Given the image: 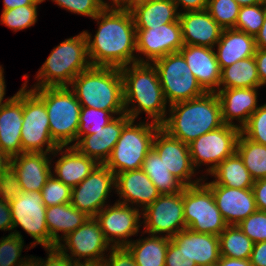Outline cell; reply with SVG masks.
I'll return each mask as SVG.
<instances>
[{
  "instance_id": "cell-1",
  "label": "cell",
  "mask_w": 266,
  "mask_h": 266,
  "mask_svg": "<svg viewBox=\"0 0 266 266\" xmlns=\"http://www.w3.org/2000/svg\"><path fill=\"white\" fill-rule=\"evenodd\" d=\"M94 19L99 23L94 39L84 31L92 66L121 68L144 63L143 58L133 54L136 51V27L129 8L106 6Z\"/></svg>"
},
{
  "instance_id": "cell-2",
  "label": "cell",
  "mask_w": 266,
  "mask_h": 266,
  "mask_svg": "<svg viewBox=\"0 0 266 266\" xmlns=\"http://www.w3.org/2000/svg\"><path fill=\"white\" fill-rule=\"evenodd\" d=\"M123 79L124 109L131 120L144 111L152 122L162 124L167 118L166 99L158 71L153 63H133L120 68ZM136 106L129 108V104Z\"/></svg>"
},
{
  "instance_id": "cell-3",
  "label": "cell",
  "mask_w": 266,
  "mask_h": 266,
  "mask_svg": "<svg viewBox=\"0 0 266 266\" xmlns=\"http://www.w3.org/2000/svg\"><path fill=\"white\" fill-rule=\"evenodd\" d=\"M169 106L170 115L161 124V128L183 143L189 144L224 125L216 92H206L200 97Z\"/></svg>"
},
{
  "instance_id": "cell-4",
  "label": "cell",
  "mask_w": 266,
  "mask_h": 266,
  "mask_svg": "<svg viewBox=\"0 0 266 266\" xmlns=\"http://www.w3.org/2000/svg\"><path fill=\"white\" fill-rule=\"evenodd\" d=\"M81 106L110 113H125L120 68L91 66L69 85Z\"/></svg>"
},
{
  "instance_id": "cell-5",
  "label": "cell",
  "mask_w": 266,
  "mask_h": 266,
  "mask_svg": "<svg viewBox=\"0 0 266 266\" xmlns=\"http://www.w3.org/2000/svg\"><path fill=\"white\" fill-rule=\"evenodd\" d=\"M91 66L87 38L83 31L51 51L36 75L38 83L34 88L69 86L79 73Z\"/></svg>"
},
{
  "instance_id": "cell-6",
  "label": "cell",
  "mask_w": 266,
  "mask_h": 266,
  "mask_svg": "<svg viewBox=\"0 0 266 266\" xmlns=\"http://www.w3.org/2000/svg\"><path fill=\"white\" fill-rule=\"evenodd\" d=\"M48 113L50 135L59 147L77 142L81 105L69 86L32 88Z\"/></svg>"
},
{
  "instance_id": "cell-7",
  "label": "cell",
  "mask_w": 266,
  "mask_h": 266,
  "mask_svg": "<svg viewBox=\"0 0 266 266\" xmlns=\"http://www.w3.org/2000/svg\"><path fill=\"white\" fill-rule=\"evenodd\" d=\"M130 120L122 129L120 138L104 164L115 175L142 169L147 153L153 148V140L161 127L155 122L134 124Z\"/></svg>"
},
{
  "instance_id": "cell-8",
  "label": "cell",
  "mask_w": 266,
  "mask_h": 266,
  "mask_svg": "<svg viewBox=\"0 0 266 266\" xmlns=\"http://www.w3.org/2000/svg\"><path fill=\"white\" fill-rule=\"evenodd\" d=\"M186 228L196 233L219 236L228 226L218 209L212 190L203 182L183 189Z\"/></svg>"
},
{
  "instance_id": "cell-9",
  "label": "cell",
  "mask_w": 266,
  "mask_h": 266,
  "mask_svg": "<svg viewBox=\"0 0 266 266\" xmlns=\"http://www.w3.org/2000/svg\"><path fill=\"white\" fill-rule=\"evenodd\" d=\"M27 82L23 84L22 153L52 154L59 146L50 135L45 103L32 89H26Z\"/></svg>"
},
{
  "instance_id": "cell-10",
  "label": "cell",
  "mask_w": 266,
  "mask_h": 266,
  "mask_svg": "<svg viewBox=\"0 0 266 266\" xmlns=\"http://www.w3.org/2000/svg\"><path fill=\"white\" fill-rule=\"evenodd\" d=\"M169 105L200 97L206 91L192 74L180 52L170 53L153 62Z\"/></svg>"
},
{
  "instance_id": "cell-11",
  "label": "cell",
  "mask_w": 266,
  "mask_h": 266,
  "mask_svg": "<svg viewBox=\"0 0 266 266\" xmlns=\"http://www.w3.org/2000/svg\"><path fill=\"white\" fill-rule=\"evenodd\" d=\"M240 133L239 127L224 124L189 143L194 168L201 166L202 163L209 164L206 172L211 173L221 162L236 152Z\"/></svg>"
},
{
  "instance_id": "cell-12",
  "label": "cell",
  "mask_w": 266,
  "mask_h": 266,
  "mask_svg": "<svg viewBox=\"0 0 266 266\" xmlns=\"http://www.w3.org/2000/svg\"><path fill=\"white\" fill-rule=\"evenodd\" d=\"M63 242L66 243L60 242L56 247L78 266L104 261L103 252L112 248L94 217H89L79 228L69 233L63 238ZM68 250L71 255L67 253ZM82 258L84 261L81 260Z\"/></svg>"
},
{
  "instance_id": "cell-13",
  "label": "cell",
  "mask_w": 266,
  "mask_h": 266,
  "mask_svg": "<svg viewBox=\"0 0 266 266\" xmlns=\"http://www.w3.org/2000/svg\"><path fill=\"white\" fill-rule=\"evenodd\" d=\"M13 229L20 227L34 241L32 247L41 244L43 248H51V237L46 226V206L41 192H22L10 203Z\"/></svg>"
},
{
  "instance_id": "cell-14",
  "label": "cell",
  "mask_w": 266,
  "mask_h": 266,
  "mask_svg": "<svg viewBox=\"0 0 266 266\" xmlns=\"http://www.w3.org/2000/svg\"><path fill=\"white\" fill-rule=\"evenodd\" d=\"M143 212L144 232L149 235L166 233L175 236L186 229L183 213V191L173 194H161Z\"/></svg>"
},
{
  "instance_id": "cell-15",
  "label": "cell",
  "mask_w": 266,
  "mask_h": 266,
  "mask_svg": "<svg viewBox=\"0 0 266 266\" xmlns=\"http://www.w3.org/2000/svg\"><path fill=\"white\" fill-rule=\"evenodd\" d=\"M115 189V174L99 164L83 181L72 187L71 201L88 217H95L105 206L110 191Z\"/></svg>"
},
{
  "instance_id": "cell-16",
  "label": "cell",
  "mask_w": 266,
  "mask_h": 266,
  "mask_svg": "<svg viewBox=\"0 0 266 266\" xmlns=\"http://www.w3.org/2000/svg\"><path fill=\"white\" fill-rule=\"evenodd\" d=\"M131 207L120 202H115L113 206L107 204L94 217L100 224L107 242L110 245L113 243L112 247H126L132 241L128 238L138 234L142 212L139 208Z\"/></svg>"
},
{
  "instance_id": "cell-17",
  "label": "cell",
  "mask_w": 266,
  "mask_h": 266,
  "mask_svg": "<svg viewBox=\"0 0 266 266\" xmlns=\"http://www.w3.org/2000/svg\"><path fill=\"white\" fill-rule=\"evenodd\" d=\"M160 157L165 167L185 186L200 183L203 178L191 181L196 169L190 156L189 144L170 136L161 127L157 130L152 148Z\"/></svg>"
},
{
  "instance_id": "cell-18",
  "label": "cell",
  "mask_w": 266,
  "mask_h": 266,
  "mask_svg": "<svg viewBox=\"0 0 266 266\" xmlns=\"http://www.w3.org/2000/svg\"><path fill=\"white\" fill-rule=\"evenodd\" d=\"M183 46L179 19L151 29H136V52L146 57L144 63L179 52Z\"/></svg>"
},
{
  "instance_id": "cell-19",
  "label": "cell",
  "mask_w": 266,
  "mask_h": 266,
  "mask_svg": "<svg viewBox=\"0 0 266 266\" xmlns=\"http://www.w3.org/2000/svg\"><path fill=\"white\" fill-rule=\"evenodd\" d=\"M131 120L127 114H121L99 129H88L78 138L74 146L81 154L94 159L104 165L120 138L123 127Z\"/></svg>"
},
{
  "instance_id": "cell-20",
  "label": "cell",
  "mask_w": 266,
  "mask_h": 266,
  "mask_svg": "<svg viewBox=\"0 0 266 266\" xmlns=\"http://www.w3.org/2000/svg\"><path fill=\"white\" fill-rule=\"evenodd\" d=\"M213 193L215 203L228 225H238L257 211L252 188L239 189L222 185H207Z\"/></svg>"
},
{
  "instance_id": "cell-21",
  "label": "cell",
  "mask_w": 266,
  "mask_h": 266,
  "mask_svg": "<svg viewBox=\"0 0 266 266\" xmlns=\"http://www.w3.org/2000/svg\"><path fill=\"white\" fill-rule=\"evenodd\" d=\"M184 45L214 48L223 28L211 17L207 9L179 12Z\"/></svg>"
},
{
  "instance_id": "cell-22",
  "label": "cell",
  "mask_w": 266,
  "mask_h": 266,
  "mask_svg": "<svg viewBox=\"0 0 266 266\" xmlns=\"http://www.w3.org/2000/svg\"><path fill=\"white\" fill-rule=\"evenodd\" d=\"M179 52L201 87L206 92H217L220 86L221 69L214 48L184 45Z\"/></svg>"
},
{
  "instance_id": "cell-23",
  "label": "cell",
  "mask_w": 266,
  "mask_h": 266,
  "mask_svg": "<svg viewBox=\"0 0 266 266\" xmlns=\"http://www.w3.org/2000/svg\"><path fill=\"white\" fill-rule=\"evenodd\" d=\"M48 153H22L13 156L10 167L16 173L23 192H41L51 176V158ZM50 159V160H49Z\"/></svg>"
},
{
  "instance_id": "cell-24",
  "label": "cell",
  "mask_w": 266,
  "mask_h": 266,
  "mask_svg": "<svg viewBox=\"0 0 266 266\" xmlns=\"http://www.w3.org/2000/svg\"><path fill=\"white\" fill-rule=\"evenodd\" d=\"M23 86L0 109V150L10 158L22 154Z\"/></svg>"
},
{
  "instance_id": "cell-25",
  "label": "cell",
  "mask_w": 266,
  "mask_h": 266,
  "mask_svg": "<svg viewBox=\"0 0 266 266\" xmlns=\"http://www.w3.org/2000/svg\"><path fill=\"white\" fill-rule=\"evenodd\" d=\"M115 190L120 197L117 202L133 204L144 210L161 194L152 183L147 174L142 170L121 172L115 175ZM139 204V205H138Z\"/></svg>"
},
{
  "instance_id": "cell-26",
  "label": "cell",
  "mask_w": 266,
  "mask_h": 266,
  "mask_svg": "<svg viewBox=\"0 0 266 266\" xmlns=\"http://www.w3.org/2000/svg\"><path fill=\"white\" fill-rule=\"evenodd\" d=\"M258 88L219 89L216 94L221 104L224 124L237 126L240 129L248 122L250 116L258 109ZM238 119L241 125L232 121Z\"/></svg>"
},
{
  "instance_id": "cell-27",
  "label": "cell",
  "mask_w": 266,
  "mask_h": 266,
  "mask_svg": "<svg viewBox=\"0 0 266 266\" xmlns=\"http://www.w3.org/2000/svg\"><path fill=\"white\" fill-rule=\"evenodd\" d=\"M170 239L191 260H194L197 266L215 264L220 259L219 236L196 233L186 228Z\"/></svg>"
},
{
  "instance_id": "cell-28",
  "label": "cell",
  "mask_w": 266,
  "mask_h": 266,
  "mask_svg": "<svg viewBox=\"0 0 266 266\" xmlns=\"http://www.w3.org/2000/svg\"><path fill=\"white\" fill-rule=\"evenodd\" d=\"M58 147L53 153L62 156L55 162V177L71 188L83 181L99 164L92 158L81 154L74 146ZM64 151V152H63ZM64 154V155H63Z\"/></svg>"
},
{
  "instance_id": "cell-29",
  "label": "cell",
  "mask_w": 266,
  "mask_h": 266,
  "mask_svg": "<svg viewBox=\"0 0 266 266\" xmlns=\"http://www.w3.org/2000/svg\"><path fill=\"white\" fill-rule=\"evenodd\" d=\"M216 45L218 49L215 53L220 69L253 57L257 49L254 36L234 28L223 29Z\"/></svg>"
},
{
  "instance_id": "cell-30",
  "label": "cell",
  "mask_w": 266,
  "mask_h": 266,
  "mask_svg": "<svg viewBox=\"0 0 266 266\" xmlns=\"http://www.w3.org/2000/svg\"><path fill=\"white\" fill-rule=\"evenodd\" d=\"M129 10L136 29H151L179 19V12L172 0H142L133 3Z\"/></svg>"
},
{
  "instance_id": "cell-31",
  "label": "cell",
  "mask_w": 266,
  "mask_h": 266,
  "mask_svg": "<svg viewBox=\"0 0 266 266\" xmlns=\"http://www.w3.org/2000/svg\"><path fill=\"white\" fill-rule=\"evenodd\" d=\"M46 226L55 248L69 233L79 228L89 217L69 203L46 207ZM58 232L63 233L59 237ZM62 238V239H61Z\"/></svg>"
},
{
  "instance_id": "cell-32",
  "label": "cell",
  "mask_w": 266,
  "mask_h": 266,
  "mask_svg": "<svg viewBox=\"0 0 266 266\" xmlns=\"http://www.w3.org/2000/svg\"><path fill=\"white\" fill-rule=\"evenodd\" d=\"M215 180L206 185H222L231 188H252L255 180L237 152L227 157L211 173Z\"/></svg>"
},
{
  "instance_id": "cell-33",
  "label": "cell",
  "mask_w": 266,
  "mask_h": 266,
  "mask_svg": "<svg viewBox=\"0 0 266 266\" xmlns=\"http://www.w3.org/2000/svg\"><path fill=\"white\" fill-rule=\"evenodd\" d=\"M170 237L150 235L145 239L131 241L126 248L137 266H165L166 251Z\"/></svg>"
},
{
  "instance_id": "cell-34",
  "label": "cell",
  "mask_w": 266,
  "mask_h": 266,
  "mask_svg": "<svg viewBox=\"0 0 266 266\" xmlns=\"http://www.w3.org/2000/svg\"><path fill=\"white\" fill-rule=\"evenodd\" d=\"M261 86L254 56L221 69L219 89L259 88Z\"/></svg>"
},
{
  "instance_id": "cell-35",
  "label": "cell",
  "mask_w": 266,
  "mask_h": 266,
  "mask_svg": "<svg viewBox=\"0 0 266 266\" xmlns=\"http://www.w3.org/2000/svg\"><path fill=\"white\" fill-rule=\"evenodd\" d=\"M142 170L147 174L160 194L183 191L185 185L165 167L159 155L151 149L143 162Z\"/></svg>"
},
{
  "instance_id": "cell-36",
  "label": "cell",
  "mask_w": 266,
  "mask_h": 266,
  "mask_svg": "<svg viewBox=\"0 0 266 266\" xmlns=\"http://www.w3.org/2000/svg\"><path fill=\"white\" fill-rule=\"evenodd\" d=\"M220 255L234 259H250L254 242L238 225H228L219 235Z\"/></svg>"
},
{
  "instance_id": "cell-37",
  "label": "cell",
  "mask_w": 266,
  "mask_h": 266,
  "mask_svg": "<svg viewBox=\"0 0 266 266\" xmlns=\"http://www.w3.org/2000/svg\"><path fill=\"white\" fill-rule=\"evenodd\" d=\"M236 152L254 180L266 178V146L255 143L240 133Z\"/></svg>"
},
{
  "instance_id": "cell-38",
  "label": "cell",
  "mask_w": 266,
  "mask_h": 266,
  "mask_svg": "<svg viewBox=\"0 0 266 266\" xmlns=\"http://www.w3.org/2000/svg\"><path fill=\"white\" fill-rule=\"evenodd\" d=\"M43 1L36 0L32 5L19 6L2 11L1 24H5L14 32L31 27L37 21V6Z\"/></svg>"
},
{
  "instance_id": "cell-39",
  "label": "cell",
  "mask_w": 266,
  "mask_h": 266,
  "mask_svg": "<svg viewBox=\"0 0 266 266\" xmlns=\"http://www.w3.org/2000/svg\"><path fill=\"white\" fill-rule=\"evenodd\" d=\"M24 246V239L18 231L11 232L0 240V266H21L30 258H19Z\"/></svg>"
},
{
  "instance_id": "cell-40",
  "label": "cell",
  "mask_w": 266,
  "mask_h": 266,
  "mask_svg": "<svg viewBox=\"0 0 266 266\" xmlns=\"http://www.w3.org/2000/svg\"><path fill=\"white\" fill-rule=\"evenodd\" d=\"M266 14V3L240 7L234 29L254 36L261 29Z\"/></svg>"
},
{
  "instance_id": "cell-41",
  "label": "cell",
  "mask_w": 266,
  "mask_h": 266,
  "mask_svg": "<svg viewBox=\"0 0 266 266\" xmlns=\"http://www.w3.org/2000/svg\"><path fill=\"white\" fill-rule=\"evenodd\" d=\"M235 0H208L207 10L211 17L223 28H234L240 11Z\"/></svg>"
},
{
  "instance_id": "cell-42",
  "label": "cell",
  "mask_w": 266,
  "mask_h": 266,
  "mask_svg": "<svg viewBox=\"0 0 266 266\" xmlns=\"http://www.w3.org/2000/svg\"><path fill=\"white\" fill-rule=\"evenodd\" d=\"M113 114L121 115L125 113H110L109 111L82 106L79 118V128L77 131V140L80 136L85 134L88 129H99L106 126L115 118Z\"/></svg>"
},
{
  "instance_id": "cell-43",
  "label": "cell",
  "mask_w": 266,
  "mask_h": 266,
  "mask_svg": "<svg viewBox=\"0 0 266 266\" xmlns=\"http://www.w3.org/2000/svg\"><path fill=\"white\" fill-rule=\"evenodd\" d=\"M71 193L72 188L58 180L54 174H51L41 190L43 203L46 207L69 203Z\"/></svg>"
},
{
  "instance_id": "cell-44",
  "label": "cell",
  "mask_w": 266,
  "mask_h": 266,
  "mask_svg": "<svg viewBox=\"0 0 266 266\" xmlns=\"http://www.w3.org/2000/svg\"><path fill=\"white\" fill-rule=\"evenodd\" d=\"M241 133L251 141L266 146V103L250 116Z\"/></svg>"
},
{
  "instance_id": "cell-45",
  "label": "cell",
  "mask_w": 266,
  "mask_h": 266,
  "mask_svg": "<svg viewBox=\"0 0 266 266\" xmlns=\"http://www.w3.org/2000/svg\"><path fill=\"white\" fill-rule=\"evenodd\" d=\"M45 1V0H44ZM74 14L92 17L97 16L106 6L110 4L104 0H52Z\"/></svg>"
},
{
  "instance_id": "cell-46",
  "label": "cell",
  "mask_w": 266,
  "mask_h": 266,
  "mask_svg": "<svg viewBox=\"0 0 266 266\" xmlns=\"http://www.w3.org/2000/svg\"><path fill=\"white\" fill-rule=\"evenodd\" d=\"M238 226L254 243L266 241V212L257 210Z\"/></svg>"
},
{
  "instance_id": "cell-47",
  "label": "cell",
  "mask_w": 266,
  "mask_h": 266,
  "mask_svg": "<svg viewBox=\"0 0 266 266\" xmlns=\"http://www.w3.org/2000/svg\"><path fill=\"white\" fill-rule=\"evenodd\" d=\"M22 192V187L16 173L9 167L0 177V199L4 202L11 203Z\"/></svg>"
},
{
  "instance_id": "cell-48",
  "label": "cell",
  "mask_w": 266,
  "mask_h": 266,
  "mask_svg": "<svg viewBox=\"0 0 266 266\" xmlns=\"http://www.w3.org/2000/svg\"><path fill=\"white\" fill-rule=\"evenodd\" d=\"M45 250L48 252V257L45 260L32 257L34 266H78L57 247Z\"/></svg>"
},
{
  "instance_id": "cell-49",
  "label": "cell",
  "mask_w": 266,
  "mask_h": 266,
  "mask_svg": "<svg viewBox=\"0 0 266 266\" xmlns=\"http://www.w3.org/2000/svg\"><path fill=\"white\" fill-rule=\"evenodd\" d=\"M104 262L107 266H137L132 254L126 247H112Z\"/></svg>"
},
{
  "instance_id": "cell-50",
  "label": "cell",
  "mask_w": 266,
  "mask_h": 266,
  "mask_svg": "<svg viewBox=\"0 0 266 266\" xmlns=\"http://www.w3.org/2000/svg\"><path fill=\"white\" fill-rule=\"evenodd\" d=\"M165 266H197L178 246L171 240L168 244Z\"/></svg>"
},
{
  "instance_id": "cell-51",
  "label": "cell",
  "mask_w": 266,
  "mask_h": 266,
  "mask_svg": "<svg viewBox=\"0 0 266 266\" xmlns=\"http://www.w3.org/2000/svg\"><path fill=\"white\" fill-rule=\"evenodd\" d=\"M252 191L256 201L257 210L266 212V178L255 180Z\"/></svg>"
},
{
  "instance_id": "cell-52",
  "label": "cell",
  "mask_w": 266,
  "mask_h": 266,
  "mask_svg": "<svg viewBox=\"0 0 266 266\" xmlns=\"http://www.w3.org/2000/svg\"><path fill=\"white\" fill-rule=\"evenodd\" d=\"M250 261L252 266H266V241L254 243Z\"/></svg>"
},
{
  "instance_id": "cell-53",
  "label": "cell",
  "mask_w": 266,
  "mask_h": 266,
  "mask_svg": "<svg viewBox=\"0 0 266 266\" xmlns=\"http://www.w3.org/2000/svg\"><path fill=\"white\" fill-rule=\"evenodd\" d=\"M0 230H13L12 214L10 203L0 199Z\"/></svg>"
},
{
  "instance_id": "cell-54",
  "label": "cell",
  "mask_w": 266,
  "mask_h": 266,
  "mask_svg": "<svg viewBox=\"0 0 266 266\" xmlns=\"http://www.w3.org/2000/svg\"><path fill=\"white\" fill-rule=\"evenodd\" d=\"M254 58L256 60L258 75L262 86L266 84V49H256Z\"/></svg>"
},
{
  "instance_id": "cell-55",
  "label": "cell",
  "mask_w": 266,
  "mask_h": 266,
  "mask_svg": "<svg viewBox=\"0 0 266 266\" xmlns=\"http://www.w3.org/2000/svg\"><path fill=\"white\" fill-rule=\"evenodd\" d=\"M177 7L179 5L183 6L185 12H189V11H200V10H204L207 9V5H208V0H172Z\"/></svg>"
},
{
  "instance_id": "cell-56",
  "label": "cell",
  "mask_w": 266,
  "mask_h": 266,
  "mask_svg": "<svg viewBox=\"0 0 266 266\" xmlns=\"http://www.w3.org/2000/svg\"><path fill=\"white\" fill-rule=\"evenodd\" d=\"M218 266H252L250 259H234L220 256Z\"/></svg>"
},
{
  "instance_id": "cell-57",
  "label": "cell",
  "mask_w": 266,
  "mask_h": 266,
  "mask_svg": "<svg viewBox=\"0 0 266 266\" xmlns=\"http://www.w3.org/2000/svg\"><path fill=\"white\" fill-rule=\"evenodd\" d=\"M254 39L256 43V48L266 49V14L264 17L263 25L259 32L255 35Z\"/></svg>"
},
{
  "instance_id": "cell-58",
  "label": "cell",
  "mask_w": 266,
  "mask_h": 266,
  "mask_svg": "<svg viewBox=\"0 0 266 266\" xmlns=\"http://www.w3.org/2000/svg\"><path fill=\"white\" fill-rule=\"evenodd\" d=\"M36 0H3L4 8L2 11H7L19 6L32 5Z\"/></svg>"
},
{
  "instance_id": "cell-59",
  "label": "cell",
  "mask_w": 266,
  "mask_h": 266,
  "mask_svg": "<svg viewBox=\"0 0 266 266\" xmlns=\"http://www.w3.org/2000/svg\"><path fill=\"white\" fill-rule=\"evenodd\" d=\"M4 71L3 68L0 65V109L6 104L8 103L14 96H12L11 98H7L4 100V96H5V80H4V75H3ZM5 101L4 103L2 101Z\"/></svg>"
},
{
  "instance_id": "cell-60",
  "label": "cell",
  "mask_w": 266,
  "mask_h": 266,
  "mask_svg": "<svg viewBox=\"0 0 266 266\" xmlns=\"http://www.w3.org/2000/svg\"><path fill=\"white\" fill-rule=\"evenodd\" d=\"M10 160L11 158L0 150V177L10 167Z\"/></svg>"
},
{
  "instance_id": "cell-61",
  "label": "cell",
  "mask_w": 266,
  "mask_h": 266,
  "mask_svg": "<svg viewBox=\"0 0 266 266\" xmlns=\"http://www.w3.org/2000/svg\"><path fill=\"white\" fill-rule=\"evenodd\" d=\"M241 7L266 3V0H235Z\"/></svg>"
},
{
  "instance_id": "cell-62",
  "label": "cell",
  "mask_w": 266,
  "mask_h": 266,
  "mask_svg": "<svg viewBox=\"0 0 266 266\" xmlns=\"http://www.w3.org/2000/svg\"><path fill=\"white\" fill-rule=\"evenodd\" d=\"M142 0H118V7L129 8L133 3L139 2Z\"/></svg>"
},
{
  "instance_id": "cell-63",
  "label": "cell",
  "mask_w": 266,
  "mask_h": 266,
  "mask_svg": "<svg viewBox=\"0 0 266 266\" xmlns=\"http://www.w3.org/2000/svg\"><path fill=\"white\" fill-rule=\"evenodd\" d=\"M79 266H107L104 261L102 262H96V263H86Z\"/></svg>"
},
{
  "instance_id": "cell-64",
  "label": "cell",
  "mask_w": 266,
  "mask_h": 266,
  "mask_svg": "<svg viewBox=\"0 0 266 266\" xmlns=\"http://www.w3.org/2000/svg\"><path fill=\"white\" fill-rule=\"evenodd\" d=\"M21 266H34L33 265V258H32V256H31V259L28 262H26L25 264H23Z\"/></svg>"
},
{
  "instance_id": "cell-65",
  "label": "cell",
  "mask_w": 266,
  "mask_h": 266,
  "mask_svg": "<svg viewBox=\"0 0 266 266\" xmlns=\"http://www.w3.org/2000/svg\"><path fill=\"white\" fill-rule=\"evenodd\" d=\"M111 2L113 3L112 7H118V0H111Z\"/></svg>"
},
{
  "instance_id": "cell-66",
  "label": "cell",
  "mask_w": 266,
  "mask_h": 266,
  "mask_svg": "<svg viewBox=\"0 0 266 266\" xmlns=\"http://www.w3.org/2000/svg\"><path fill=\"white\" fill-rule=\"evenodd\" d=\"M205 266H218V264L215 263V264H210V265H205Z\"/></svg>"
}]
</instances>
